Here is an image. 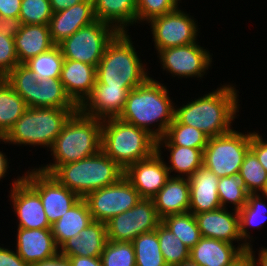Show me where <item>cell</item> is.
Returning <instances> with one entry per match:
<instances>
[{"mask_svg": "<svg viewBox=\"0 0 267 266\" xmlns=\"http://www.w3.org/2000/svg\"><path fill=\"white\" fill-rule=\"evenodd\" d=\"M237 89L225 84L216 90L195 98L182 106H175L174 117L184 125L199 129L209 138L224 135L232 130V122L239 112Z\"/></svg>", "mask_w": 267, "mask_h": 266, "instance_id": "6da1fadb", "label": "cell"}, {"mask_svg": "<svg viewBox=\"0 0 267 266\" xmlns=\"http://www.w3.org/2000/svg\"><path fill=\"white\" fill-rule=\"evenodd\" d=\"M174 114L175 103L169 97L167 86L150 77L129 91L124 108L117 118L146 130L157 140L167 132Z\"/></svg>", "mask_w": 267, "mask_h": 266, "instance_id": "7a4b0ae2", "label": "cell"}, {"mask_svg": "<svg viewBox=\"0 0 267 266\" xmlns=\"http://www.w3.org/2000/svg\"><path fill=\"white\" fill-rule=\"evenodd\" d=\"M102 120L87 116L79 109L64 124L50 148L53 163L39 166L52 174L60 165L76 162L101 151Z\"/></svg>", "mask_w": 267, "mask_h": 266, "instance_id": "3957f363", "label": "cell"}, {"mask_svg": "<svg viewBox=\"0 0 267 266\" xmlns=\"http://www.w3.org/2000/svg\"><path fill=\"white\" fill-rule=\"evenodd\" d=\"M128 32H118L107 44L96 67V83L132 89L150 77L134 48Z\"/></svg>", "mask_w": 267, "mask_h": 266, "instance_id": "277c9868", "label": "cell"}, {"mask_svg": "<svg viewBox=\"0 0 267 266\" xmlns=\"http://www.w3.org/2000/svg\"><path fill=\"white\" fill-rule=\"evenodd\" d=\"M101 150L122 169L149 158L156 151V139L146 130L118 118L102 120Z\"/></svg>", "mask_w": 267, "mask_h": 266, "instance_id": "5b68a950", "label": "cell"}, {"mask_svg": "<svg viewBox=\"0 0 267 266\" xmlns=\"http://www.w3.org/2000/svg\"><path fill=\"white\" fill-rule=\"evenodd\" d=\"M78 108H31L0 138L5 144L51 148L64 124Z\"/></svg>", "mask_w": 267, "mask_h": 266, "instance_id": "8992f818", "label": "cell"}, {"mask_svg": "<svg viewBox=\"0 0 267 266\" xmlns=\"http://www.w3.org/2000/svg\"><path fill=\"white\" fill-rule=\"evenodd\" d=\"M51 175L84 198L92 191L116 183L124 176V169L101 150L88 158L60 165Z\"/></svg>", "mask_w": 267, "mask_h": 266, "instance_id": "52a82bcc", "label": "cell"}, {"mask_svg": "<svg viewBox=\"0 0 267 266\" xmlns=\"http://www.w3.org/2000/svg\"><path fill=\"white\" fill-rule=\"evenodd\" d=\"M232 129L230 132L210 137L204 149L203 165L219 178L239 174L240 167L250 150L251 134Z\"/></svg>", "mask_w": 267, "mask_h": 266, "instance_id": "ba28073f", "label": "cell"}, {"mask_svg": "<svg viewBox=\"0 0 267 266\" xmlns=\"http://www.w3.org/2000/svg\"><path fill=\"white\" fill-rule=\"evenodd\" d=\"M118 31L99 20L80 28L58 46L64 59L76 60L97 67L105 47Z\"/></svg>", "mask_w": 267, "mask_h": 266, "instance_id": "9c48e42d", "label": "cell"}, {"mask_svg": "<svg viewBox=\"0 0 267 266\" xmlns=\"http://www.w3.org/2000/svg\"><path fill=\"white\" fill-rule=\"evenodd\" d=\"M140 199L142 198L139 193L125 176L116 183L92 191L84 197L93 220L103 223L128 211Z\"/></svg>", "mask_w": 267, "mask_h": 266, "instance_id": "30bf717a", "label": "cell"}, {"mask_svg": "<svg viewBox=\"0 0 267 266\" xmlns=\"http://www.w3.org/2000/svg\"><path fill=\"white\" fill-rule=\"evenodd\" d=\"M23 179L39 194L50 225L60 219L81 197L61 185L53 175L40 169H30Z\"/></svg>", "mask_w": 267, "mask_h": 266, "instance_id": "8fae6325", "label": "cell"}, {"mask_svg": "<svg viewBox=\"0 0 267 266\" xmlns=\"http://www.w3.org/2000/svg\"><path fill=\"white\" fill-rule=\"evenodd\" d=\"M161 222L153 200L142 198L134 207L106 223L107 240L132 242L142 233L156 230Z\"/></svg>", "mask_w": 267, "mask_h": 266, "instance_id": "7c38bea8", "label": "cell"}, {"mask_svg": "<svg viewBox=\"0 0 267 266\" xmlns=\"http://www.w3.org/2000/svg\"><path fill=\"white\" fill-rule=\"evenodd\" d=\"M180 7L168 14L148 21L156 52L169 47L185 46L197 41L198 25L193 17ZM150 23V24H149Z\"/></svg>", "mask_w": 267, "mask_h": 266, "instance_id": "4fadbf2b", "label": "cell"}, {"mask_svg": "<svg viewBox=\"0 0 267 266\" xmlns=\"http://www.w3.org/2000/svg\"><path fill=\"white\" fill-rule=\"evenodd\" d=\"M194 42L185 46L169 47L160 50L158 58L161 68L173 77H197L205 75L212 63L210 52Z\"/></svg>", "mask_w": 267, "mask_h": 266, "instance_id": "5bb4252c", "label": "cell"}, {"mask_svg": "<svg viewBox=\"0 0 267 266\" xmlns=\"http://www.w3.org/2000/svg\"><path fill=\"white\" fill-rule=\"evenodd\" d=\"M162 151L156 150L149 158L139 160L124 170V176L141 198L152 199L170 178Z\"/></svg>", "mask_w": 267, "mask_h": 266, "instance_id": "9a60e30c", "label": "cell"}, {"mask_svg": "<svg viewBox=\"0 0 267 266\" xmlns=\"http://www.w3.org/2000/svg\"><path fill=\"white\" fill-rule=\"evenodd\" d=\"M10 201L18 227L24 229H51L39 194L19 176L11 183Z\"/></svg>", "mask_w": 267, "mask_h": 266, "instance_id": "2e32d148", "label": "cell"}, {"mask_svg": "<svg viewBox=\"0 0 267 266\" xmlns=\"http://www.w3.org/2000/svg\"><path fill=\"white\" fill-rule=\"evenodd\" d=\"M228 208H218L212 211L195 214L198 228L202 237L223 240L231 244L239 243L242 251L248 250V246L240 236L239 213L229 212ZM241 241V242H238Z\"/></svg>", "mask_w": 267, "mask_h": 266, "instance_id": "e0dca14e", "label": "cell"}, {"mask_svg": "<svg viewBox=\"0 0 267 266\" xmlns=\"http://www.w3.org/2000/svg\"><path fill=\"white\" fill-rule=\"evenodd\" d=\"M131 87L95 84L91 94L78 109L85 115L101 120L117 118L122 112Z\"/></svg>", "mask_w": 267, "mask_h": 266, "instance_id": "ac0fdd59", "label": "cell"}, {"mask_svg": "<svg viewBox=\"0 0 267 266\" xmlns=\"http://www.w3.org/2000/svg\"><path fill=\"white\" fill-rule=\"evenodd\" d=\"M96 21L93 0H85L67 9L53 12L49 31L54 45H59L80 28Z\"/></svg>", "mask_w": 267, "mask_h": 266, "instance_id": "d6986e66", "label": "cell"}, {"mask_svg": "<svg viewBox=\"0 0 267 266\" xmlns=\"http://www.w3.org/2000/svg\"><path fill=\"white\" fill-rule=\"evenodd\" d=\"M17 228L15 251L30 266L59 253L51 229Z\"/></svg>", "mask_w": 267, "mask_h": 266, "instance_id": "ffe728a7", "label": "cell"}, {"mask_svg": "<svg viewBox=\"0 0 267 266\" xmlns=\"http://www.w3.org/2000/svg\"><path fill=\"white\" fill-rule=\"evenodd\" d=\"M59 79L67 95L79 107L94 88L96 67L80 61L64 59Z\"/></svg>", "mask_w": 267, "mask_h": 266, "instance_id": "44dd1931", "label": "cell"}, {"mask_svg": "<svg viewBox=\"0 0 267 266\" xmlns=\"http://www.w3.org/2000/svg\"><path fill=\"white\" fill-rule=\"evenodd\" d=\"M189 212L195 214L212 211L221 207L218 195L219 177L204 165L189 178Z\"/></svg>", "mask_w": 267, "mask_h": 266, "instance_id": "7402d4cb", "label": "cell"}, {"mask_svg": "<svg viewBox=\"0 0 267 266\" xmlns=\"http://www.w3.org/2000/svg\"><path fill=\"white\" fill-rule=\"evenodd\" d=\"M106 242V223L94 220L79 235L66 240L59 247V253L63 256L100 257Z\"/></svg>", "mask_w": 267, "mask_h": 266, "instance_id": "603a6c76", "label": "cell"}, {"mask_svg": "<svg viewBox=\"0 0 267 266\" xmlns=\"http://www.w3.org/2000/svg\"><path fill=\"white\" fill-rule=\"evenodd\" d=\"M152 200L161 219L168 215L189 212V179L170 177Z\"/></svg>", "mask_w": 267, "mask_h": 266, "instance_id": "cb8c5ba5", "label": "cell"}, {"mask_svg": "<svg viewBox=\"0 0 267 266\" xmlns=\"http://www.w3.org/2000/svg\"><path fill=\"white\" fill-rule=\"evenodd\" d=\"M14 38L19 64L49 51L55 45L50 36L49 26L43 24H22Z\"/></svg>", "mask_w": 267, "mask_h": 266, "instance_id": "d4e9b609", "label": "cell"}, {"mask_svg": "<svg viewBox=\"0 0 267 266\" xmlns=\"http://www.w3.org/2000/svg\"><path fill=\"white\" fill-rule=\"evenodd\" d=\"M242 252L229 242L202 237L190 249V259L200 266H227Z\"/></svg>", "mask_w": 267, "mask_h": 266, "instance_id": "484cf974", "label": "cell"}, {"mask_svg": "<svg viewBox=\"0 0 267 266\" xmlns=\"http://www.w3.org/2000/svg\"><path fill=\"white\" fill-rule=\"evenodd\" d=\"M96 20L112 25L118 32H128L136 25L137 0H93Z\"/></svg>", "mask_w": 267, "mask_h": 266, "instance_id": "4316f807", "label": "cell"}, {"mask_svg": "<svg viewBox=\"0 0 267 266\" xmlns=\"http://www.w3.org/2000/svg\"><path fill=\"white\" fill-rule=\"evenodd\" d=\"M92 215L84 198H81L60 219L51 225L56 245L60 247L66 240L79 235L80 231L93 222Z\"/></svg>", "mask_w": 267, "mask_h": 266, "instance_id": "83f0119b", "label": "cell"}, {"mask_svg": "<svg viewBox=\"0 0 267 266\" xmlns=\"http://www.w3.org/2000/svg\"><path fill=\"white\" fill-rule=\"evenodd\" d=\"M78 108L65 92L59 78L40 79L34 83L31 108Z\"/></svg>", "mask_w": 267, "mask_h": 266, "instance_id": "f1b7e54d", "label": "cell"}, {"mask_svg": "<svg viewBox=\"0 0 267 266\" xmlns=\"http://www.w3.org/2000/svg\"><path fill=\"white\" fill-rule=\"evenodd\" d=\"M167 149L170 152L168 165L166 167L169 171L170 177L171 172H176L175 177L189 178L198 168L203 165V154L204 151L201 149H195L190 147H183L177 145H156V150Z\"/></svg>", "mask_w": 267, "mask_h": 266, "instance_id": "f546056e", "label": "cell"}, {"mask_svg": "<svg viewBox=\"0 0 267 266\" xmlns=\"http://www.w3.org/2000/svg\"><path fill=\"white\" fill-rule=\"evenodd\" d=\"M28 106L5 78H0V138H3Z\"/></svg>", "mask_w": 267, "mask_h": 266, "instance_id": "4dcf8cb0", "label": "cell"}, {"mask_svg": "<svg viewBox=\"0 0 267 266\" xmlns=\"http://www.w3.org/2000/svg\"><path fill=\"white\" fill-rule=\"evenodd\" d=\"M209 137L197 128L181 124L175 117L165 135L156 140V145H177L204 151Z\"/></svg>", "mask_w": 267, "mask_h": 266, "instance_id": "1f68e13d", "label": "cell"}, {"mask_svg": "<svg viewBox=\"0 0 267 266\" xmlns=\"http://www.w3.org/2000/svg\"><path fill=\"white\" fill-rule=\"evenodd\" d=\"M262 197L260 193L249 194L246 204L238 211L240 236L248 247L252 246L251 240H249L251 236L248 228L257 227L260 229L267 220V204L262 201Z\"/></svg>", "mask_w": 267, "mask_h": 266, "instance_id": "d6a6232c", "label": "cell"}, {"mask_svg": "<svg viewBox=\"0 0 267 266\" xmlns=\"http://www.w3.org/2000/svg\"><path fill=\"white\" fill-rule=\"evenodd\" d=\"M161 223L190 249L202 238L195 215L191 212L168 215Z\"/></svg>", "mask_w": 267, "mask_h": 266, "instance_id": "836d02e7", "label": "cell"}, {"mask_svg": "<svg viewBox=\"0 0 267 266\" xmlns=\"http://www.w3.org/2000/svg\"><path fill=\"white\" fill-rule=\"evenodd\" d=\"M135 250L136 266H167L156 230L142 233L132 241Z\"/></svg>", "mask_w": 267, "mask_h": 266, "instance_id": "e575fe53", "label": "cell"}, {"mask_svg": "<svg viewBox=\"0 0 267 266\" xmlns=\"http://www.w3.org/2000/svg\"><path fill=\"white\" fill-rule=\"evenodd\" d=\"M159 247L167 266H176L190 258V248L162 223L156 228Z\"/></svg>", "mask_w": 267, "mask_h": 266, "instance_id": "d590c367", "label": "cell"}, {"mask_svg": "<svg viewBox=\"0 0 267 266\" xmlns=\"http://www.w3.org/2000/svg\"><path fill=\"white\" fill-rule=\"evenodd\" d=\"M217 190L222 208H227L226 204L229 203L234 206V210L239 211L248 200L247 187L239 174L219 178Z\"/></svg>", "mask_w": 267, "mask_h": 266, "instance_id": "8d00e7d4", "label": "cell"}, {"mask_svg": "<svg viewBox=\"0 0 267 266\" xmlns=\"http://www.w3.org/2000/svg\"><path fill=\"white\" fill-rule=\"evenodd\" d=\"M64 57L59 46L30 58L24 64L33 71L38 79L60 78Z\"/></svg>", "mask_w": 267, "mask_h": 266, "instance_id": "74e56055", "label": "cell"}, {"mask_svg": "<svg viewBox=\"0 0 267 266\" xmlns=\"http://www.w3.org/2000/svg\"><path fill=\"white\" fill-rule=\"evenodd\" d=\"M239 175L244 179L248 194H258L264 190L267 172L251 150L247 152L241 164Z\"/></svg>", "mask_w": 267, "mask_h": 266, "instance_id": "f35d334b", "label": "cell"}, {"mask_svg": "<svg viewBox=\"0 0 267 266\" xmlns=\"http://www.w3.org/2000/svg\"><path fill=\"white\" fill-rule=\"evenodd\" d=\"M100 259L103 266H136L132 242L107 240Z\"/></svg>", "mask_w": 267, "mask_h": 266, "instance_id": "ab89813d", "label": "cell"}, {"mask_svg": "<svg viewBox=\"0 0 267 266\" xmlns=\"http://www.w3.org/2000/svg\"><path fill=\"white\" fill-rule=\"evenodd\" d=\"M6 81L12 86L13 90L18 93L31 107V95L34 83L39 82L38 77L25 64H18L5 77Z\"/></svg>", "mask_w": 267, "mask_h": 266, "instance_id": "60d3db41", "label": "cell"}, {"mask_svg": "<svg viewBox=\"0 0 267 266\" xmlns=\"http://www.w3.org/2000/svg\"><path fill=\"white\" fill-rule=\"evenodd\" d=\"M52 15L49 0H22L19 13L22 24L48 25Z\"/></svg>", "mask_w": 267, "mask_h": 266, "instance_id": "b9f144b4", "label": "cell"}, {"mask_svg": "<svg viewBox=\"0 0 267 266\" xmlns=\"http://www.w3.org/2000/svg\"><path fill=\"white\" fill-rule=\"evenodd\" d=\"M179 7L176 0H137L136 23L168 14Z\"/></svg>", "mask_w": 267, "mask_h": 266, "instance_id": "7bdbcfd3", "label": "cell"}, {"mask_svg": "<svg viewBox=\"0 0 267 266\" xmlns=\"http://www.w3.org/2000/svg\"><path fill=\"white\" fill-rule=\"evenodd\" d=\"M18 64L14 38L0 32V78H4Z\"/></svg>", "mask_w": 267, "mask_h": 266, "instance_id": "ee69618b", "label": "cell"}, {"mask_svg": "<svg viewBox=\"0 0 267 266\" xmlns=\"http://www.w3.org/2000/svg\"><path fill=\"white\" fill-rule=\"evenodd\" d=\"M250 150L256 155L259 163L267 172V141L258 132L254 131L251 134Z\"/></svg>", "mask_w": 267, "mask_h": 266, "instance_id": "f6af8a7d", "label": "cell"}, {"mask_svg": "<svg viewBox=\"0 0 267 266\" xmlns=\"http://www.w3.org/2000/svg\"><path fill=\"white\" fill-rule=\"evenodd\" d=\"M0 266H30L10 248L0 246Z\"/></svg>", "mask_w": 267, "mask_h": 266, "instance_id": "bcb514c9", "label": "cell"}, {"mask_svg": "<svg viewBox=\"0 0 267 266\" xmlns=\"http://www.w3.org/2000/svg\"><path fill=\"white\" fill-rule=\"evenodd\" d=\"M22 26L21 20L14 17H2L0 16V32L14 37L20 31Z\"/></svg>", "mask_w": 267, "mask_h": 266, "instance_id": "7dc6e473", "label": "cell"}, {"mask_svg": "<svg viewBox=\"0 0 267 266\" xmlns=\"http://www.w3.org/2000/svg\"><path fill=\"white\" fill-rule=\"evenodd\" d=\"M22 0H0V16L19 18Z\"/></svg>", "mask_w": 267, "mask_h": 266, "instance_id": "c3c4849f", "label": "cell"}, {"mask_svg": "<svg viewBox=\"0 0 267 266\" xmlns=\"http://www.w3.org/2000/svg\"><path fill=\"white\" fill-rule=\"evenodd\" d=\"M69 258L71 266H103L100 257L65 256Z\"/></svg>", "mask_w": 267, "mask_h": 266, "instance_id": "681fc988", "label": "cell"}, {"mask_svg": "<svg viewBox=\"0 0 267 266\" xmlns=\"http://www.w3.org/2000/svg\"><path fill=\"white\" fill-rule=\"evenodd\" d=\"M31 266H71V263L68 257H65L58 253L56 256L50 259L39 261L32 264Z\"/></svg>", "mask_w": 267, "mask_h": 266, "instance_id": "f907efd6", "label": "cell"}, {"mask_svg": "<svg viewBox=\"0 0 267 266\" xmlns=\"http://www.w3.org/2000/svg\"><path fill=\"white\" fill-rule=\"evenodd\" d=\"M227 266H255L248 250L243 251L236 259Z\"/></svg>", "mask_w": 267, "mask_h": 266, "instance_id": "816d5d0a", "label": "cell"}, {"mask_svg": "<svg viewBox=\"0 0 267 266\" xmlns=\"http://www.w3.org/2000/svg\"><path fill=\"white\" fill-rule=\"evenodd\" d=\"M53 12H58L85 0H49Z\"/></svg>", "mask_w": 267, "mask_h": 266, "instance_id": "f5cc1de1", "label": "cell"}, {"mask_svg": "<svg viewBox=\"0 0 267 266\" xmlns=\"http://www.w3.org/2000/svg\"><path fill=\"white\" fill-rule=\"evenodd\" d=\"M253 246L248 248V251L250 252L254 265L255 266H267V247L261 248L258 253V258H255L256 256L254 255L253 251ZM258 260V261H257ZM257 261V262H256Z\"/></svg>", "mask_w": 267, "mask_h": 266, "instance_id": "db71d44e", "label": "cell"}, {"mask_svg": "<svg viewBox=\"0 0 267 266\" xmlns=\"http://www.w3.org/2000/svg\"><path fill=\"white\" fill-rule=\"evenodd\" d=\"M5 155V153H3L2 151H0V180L4 177L7 173V170L9 168V162H8V157Z\"/></svg>", "mask_w": 267, "mask_h": 266, "instance_id": "11a10c76", "label": "cell"}, {"mask_svg": "<svg viewBox=\"0 0 267 266\" xmlns=\"http://www.w3.org/2000/svg\"><path fill=\"white\" fill-rule=\"evenodd\" d=\"M176 266H200L196 262L192 261L190 258L188 260L183 261L182 263L176 265Z\"/></svg>", "mask_w": 267, "mask_h": 266, "instance_id": "9f6ffc18", "label": "cell"}, {"mask_svg": "<svg viewBox=\"0 0 267 266\" xmlns=\"http://www.w3.org/2000/svg\"><path fill=\"white\" fill-rule=\"evenodd\" d=\"M261 193H262V195H264V196H263V199L266 198V200H267V182H266V185H265L264 190H263ZM264 197H265V198H264Z\"/></svg>", "mask_w": 267, "mask_h": 266, "instance_id": "6f0895ef", "label": "cell"}]
</instances>
